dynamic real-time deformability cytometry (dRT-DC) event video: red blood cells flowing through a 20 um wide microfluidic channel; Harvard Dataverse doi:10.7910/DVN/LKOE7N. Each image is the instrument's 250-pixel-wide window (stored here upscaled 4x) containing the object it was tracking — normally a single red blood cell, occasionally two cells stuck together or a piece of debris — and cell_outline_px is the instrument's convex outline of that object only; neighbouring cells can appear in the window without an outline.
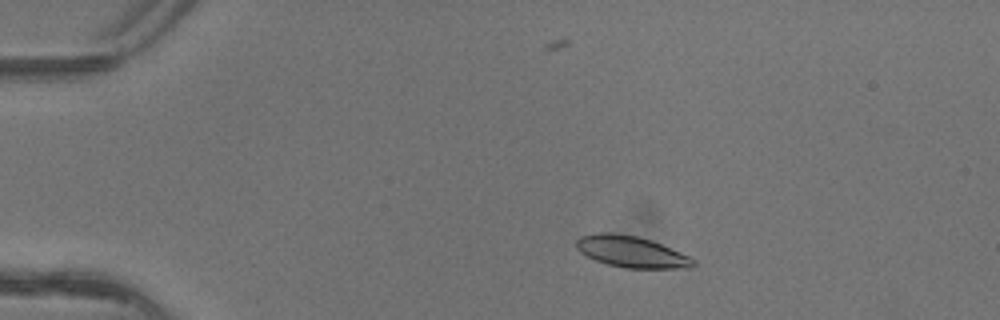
{"species": "common noctule bat (a hibernating species)", "species_latin": "Nyctalus noctula", "temperature_condition": "warm", "stored_images_in_passage": 3, "camera_frame_rate_fps": 3000, "um_per_image_px": 0.085, "animal": {"sex": "female"}, "frame": {"image": 1, "passage_image": 1, "time_ms": 0.0, "image_size_px": [1000, 320], "cell_outline_px": [[696, 264], [692, 268], [624, 268], [608, 264], [596, 260], [580, 252], [576, 248], [576, 240], [580, 236], [600, 232], [612, 232], [636, 236], [652, 240], [688, 256], [696, 260]], "centroid_in_image_um": [53.66, 21.39], "position_along_channel_um": 31.3, "area_um2": 21.33}}
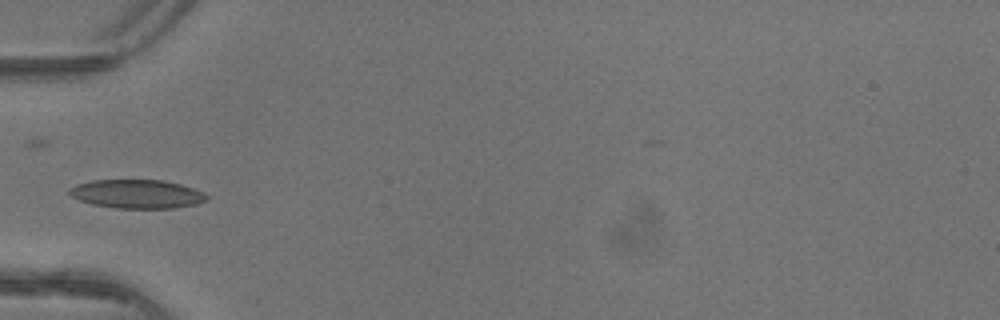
{"frame": {"image": 2, "passage_image": 3, "time_ms": 0.667, "image_size_px": [1000, 320], "cell_outline_px": [[208, 200], [196, 204], [172, 208], [116, 208], [92, 204], [80, 200], [72, 196], [68, 192], [68, 188], [76, 184], [92, 180], [164, 180], [180, 184], [204, 192], [208, 196]], "centroid_in_image_um": [11.64, 16.48], "position_along_channel_um": 73.4, "area_um2": 23.0}}